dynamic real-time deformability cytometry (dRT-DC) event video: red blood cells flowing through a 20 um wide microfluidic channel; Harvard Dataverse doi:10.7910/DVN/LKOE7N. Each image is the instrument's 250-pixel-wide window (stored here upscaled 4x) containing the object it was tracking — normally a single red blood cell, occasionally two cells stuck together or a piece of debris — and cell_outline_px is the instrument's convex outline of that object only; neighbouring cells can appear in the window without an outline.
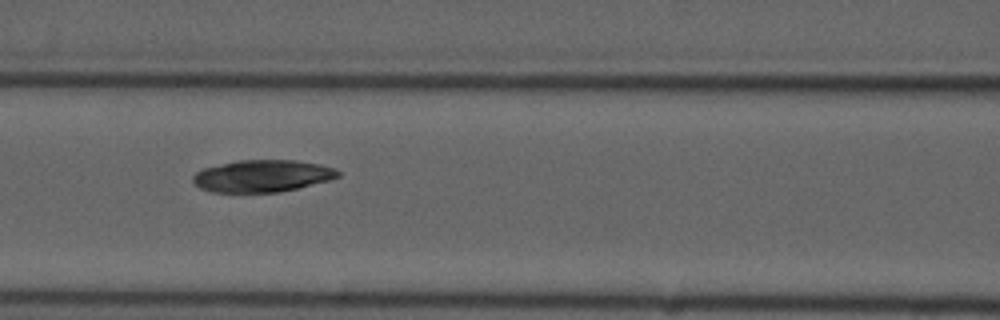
{"species": "common noctule bat (a hibernating species)", "species_latin": "Nyctalus noctula", "temperature_condition": "cold", "stored_images_in_passage": 8, "camera_frame_rate_fps": 3000, "um_per_image_px": 0.085, "animal": {"sex": "male", "forearm_length_mm": 52.5}, "frame": {"image": 1, "passage_image": 7, "time_ms": 7.667, "image_size_px": [1000, 320], "cell_outline_px": [[340, 176], [328, 180], [296, 188], [276, 192], [212, 192], [200, 188], [192, 180], [192, 176], [196, 172], [204, 168], [240, 160], [296, 160], [320, 164], [332, 168], [340, 172]], "centroid_in_image_um": [22.28, 14.95], "position_along_channel_um": 144.3, "area_um2": 26.76}}
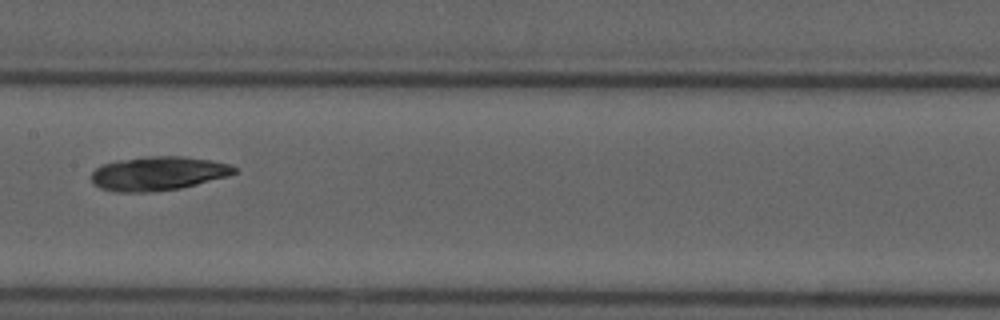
{"frame": {"image": 2, "passage_image": 8, "time_ms": 9.0, "image_size_px": [1000, 320], "cell_outline_px": [[236, 172], [228, 176], [180, 188], [148, 192], [116, 192], [100, 188], [92, 184], [92, 172], [96, 168], [104, 164], [116, 160], [144, 156], [184, 156], [212, 160], [232, 164], [236, 168]], "centroid_in_image_um": [13.43, 14.73], "position_along_channel_um": 194.0, "area_um2": 28.44}}